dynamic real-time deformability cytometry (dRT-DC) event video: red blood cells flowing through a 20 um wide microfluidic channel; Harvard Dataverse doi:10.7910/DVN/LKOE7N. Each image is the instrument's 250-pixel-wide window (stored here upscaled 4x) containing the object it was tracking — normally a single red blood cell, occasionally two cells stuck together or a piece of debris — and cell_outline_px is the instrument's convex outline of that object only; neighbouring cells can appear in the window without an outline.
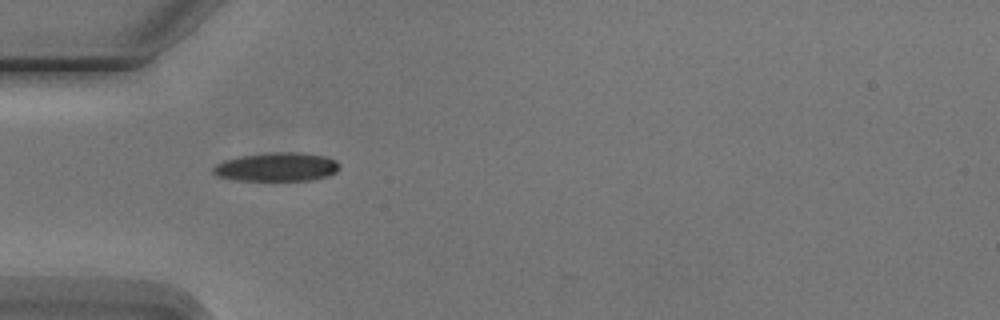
{"species": "Egyptian fruit bat (a non-hibernating species)", "species_latin": "Rousettus aegyptiacus", "temperature_condition": "cold", "stored_images_in_passage": 2, "camera_frame_rate_fps": 3000, "um_per_image_px": 0.085, "animal": {"sex": "male"}, "frame": {"image": 1, "passage_image": 1, "time_ms": 0.0, "image_size_px": [1000, 320], "cell_outline_px": [[340, 168], [336, 172], [328, 176], [312, 180], [236, 180], [220, 176], [212, 172], [212, 168], [216, 164], [224, 160], [240, 156], [272, 152], [300, 152], [324, 156], [336, 160], [340, 164]], "centroid_in_image_um": [23.56, 14.18], "position_along_channel_um": 61.4, "area_um2": 21.15}}
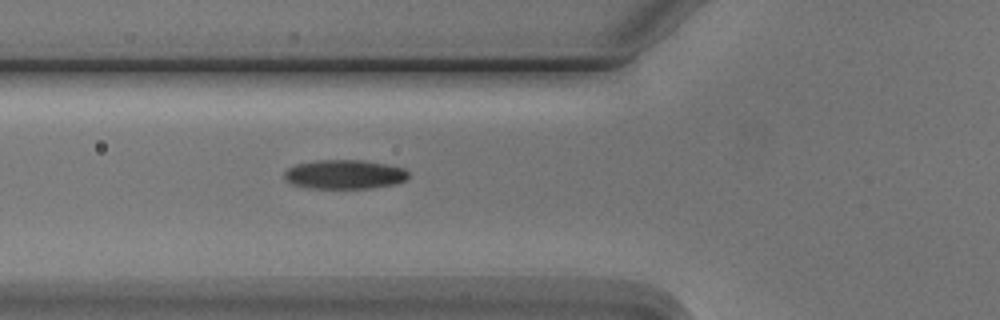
{"frame": {"image": 2, "passage_image": 2, "time_ms": 1.0, "image_size_px": [1000, 320], "cell_outline_px": [[408, 180], [396, 184], [372, 188], [308, 188], [292, 184], [284, 180], [284, 172], [288, 168], [296, 164], [316, 160], [360, 160], [384, 164], [404, 168], [408, 172]], "centroid_in_image_um": [29.27, 14.83], "position_along_channel_um": 96.5, "area_um2": 21.21}}